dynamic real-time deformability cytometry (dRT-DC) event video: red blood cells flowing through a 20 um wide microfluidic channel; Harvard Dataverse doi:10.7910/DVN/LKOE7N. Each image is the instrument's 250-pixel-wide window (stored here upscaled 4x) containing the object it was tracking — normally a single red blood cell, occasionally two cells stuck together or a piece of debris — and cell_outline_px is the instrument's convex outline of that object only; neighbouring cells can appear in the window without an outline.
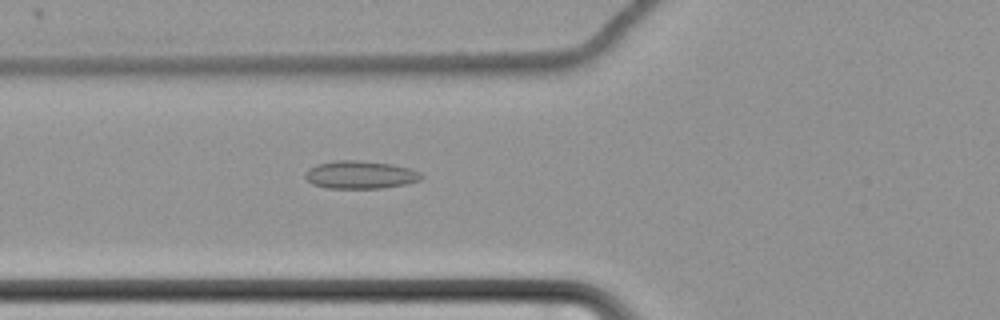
{"species": "common noctule bat (a hibernating species)", "species_latin": "Nyctalus noctula", "temperature_condition": "cold", "stored_images_in_passage": 63, "camera_frame_rate_fps": 3000, "um_per_image_px": 0.085, "animal": {"sex": "female", "body_mass_g": 22.7, "forearm_length_mm": 54.2}, "frame": {"image": 1, "passage_image": 26, "time_ms": 8.333, "image_size_px": [1000, 320], "cell_outline_px": [[424, 176], [420, 180], [404, 184], [380, 188], [328, 188], [312, 184], [304, 176], [308, 168], [316, 164], [332, 160], [356, 160], [392, 164], [408, 168], [420, 172]], "centroid_in_image_um": [30.59, 14.84], "position_along_channel_um": 95.2, "area_um2": 18.84}}
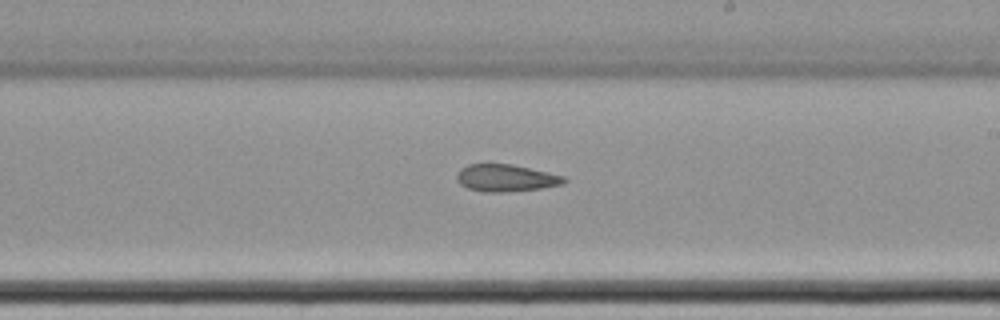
{"frame": {"image": 2, "passage_image": 39, "time_ms": 12.667, "image_size_px": [1000, 320], "cell_outline_px": [[568, 180], [564, 184], [540, 188], [504, 192], [484, 192], [468, 188], [460, 184], [456, 180], [456, 172], [460, 168], [468, 164], [512, 164], [548, 172], [564, 176]], "centroid_in_image_um": [42.98, 15.12], "position_along_channel_um": 246.0, "area_um2": 17.05}}
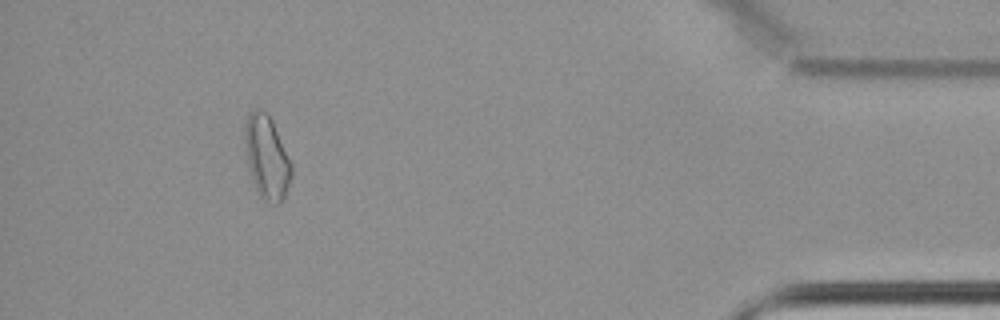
{"frame": {"image": 3, "passage_image": 58, "time_ms": 19.0, "image_size_px": [1000, 320], "cell_outline_px": [[292, 176], [284, 200], [280, 204], [276, 204], [264, 200], [260, 196], [256, 188], [248, 168], [244, 140], [244, 124], [248, 112], [252, 108], [260, 108], [268, 112], [272, 120], [292, 164]], "centroid_in_image_um": [22.67, 13.33], "position_along_channel_um": 412.5, "area_um2": 23.06}, "authors_computed_cell_mechanics": {"area_um2": 20.4034, "velocity_mm_per_s": 3.4795, "shape_relaxation_time_tau1_ms": null, "shape_relaxation_time_tau2_ms": 9.2882, "deformation_change_tau1": null, "deformation_change_tau2": 0.1586}}